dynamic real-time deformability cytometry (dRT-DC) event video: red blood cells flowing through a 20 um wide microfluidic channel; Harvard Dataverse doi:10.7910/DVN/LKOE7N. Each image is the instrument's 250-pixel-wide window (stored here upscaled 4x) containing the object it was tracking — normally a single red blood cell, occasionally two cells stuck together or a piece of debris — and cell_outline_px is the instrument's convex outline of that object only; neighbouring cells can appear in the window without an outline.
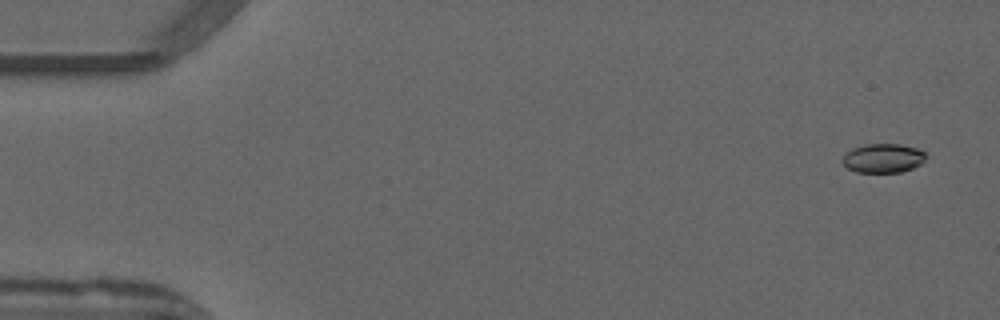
{"species": "common noctule bat (a hibernating species)", "species_latin": "Nyctalus noctula", "temperature_condition": "warm", "stored_images_in_passage": 21, "camera_frame_rate_fps": 3000, "um_per_image_px": 0.085, "animal": {"sex": "male", "forearm_length_mm": 52.5}, "frame": {"image": 1, "passage_image": 2, "time_ms": 0.333, "image_size_px": [1000, 320], "cell_outline_px": [[924, 160], [920, 164], [912, 168], [900, 172], [856, 172], [848, 168], [840, 160], [852, 148], [868, 144], [900, 144], [916, 148], [924, 152]], "centroid_in_image_um": [75.04, 13.44], "position_along_channel_um": 10.0, "area_um2": 13.93}}
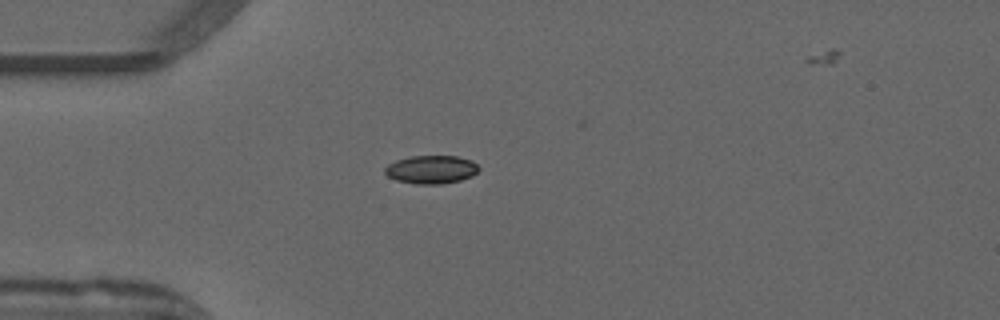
{"frame": {"image": 2, "passage_image": 14, "time_ms": 4.333, "image_size_px": [1000, 320], "cell_outline_px": [[480, 168], [472, 176], [460, 180], [440, 184], [416, 184], [396, 180], [388, 176], [384, 172], [384, 168], [388, 164], [396, 160], [408, 156], [456, 156], [472, 160]], "centroid_in_image_um": [36.64, 14.4], "position_along_channel_um": 48.4, "area_um2": 15.49}}
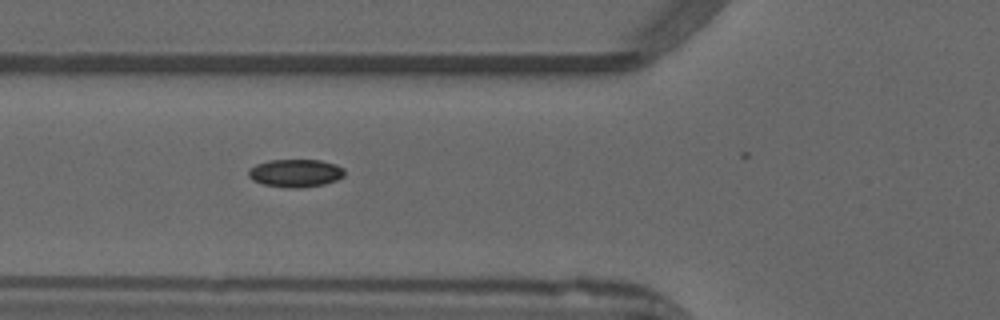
{"frame": {"image": 3, "passage_image": 19, "time_ms": 6.0, "image_size_px": [1000, 320], "cell_outline_px": [[344, 176], [336, 180], [324, 184], [300, 188], [288, 188], [264, 184], [252, 180], [248, 176], [248, 168], [256, 164], [268, 160], [320, 160], [336, 164], [344, 168]], "centroid_in_image_um": [25.1, 14.71], "position_along_channel_um": 100.7, "area_um2": 15.72}}